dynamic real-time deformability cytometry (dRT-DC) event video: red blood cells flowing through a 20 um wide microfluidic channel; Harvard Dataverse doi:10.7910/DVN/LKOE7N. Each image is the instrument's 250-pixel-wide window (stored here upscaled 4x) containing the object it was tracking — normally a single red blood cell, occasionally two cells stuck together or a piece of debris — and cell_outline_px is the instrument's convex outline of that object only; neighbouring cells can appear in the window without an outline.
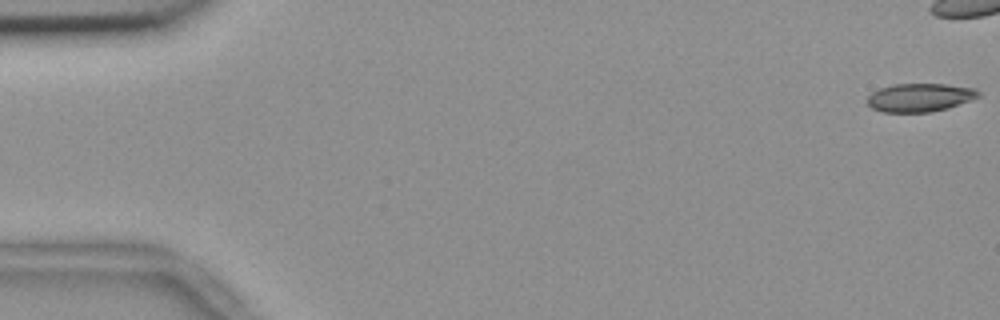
{"species": "common noctule bat (a hibernating species)", "species_latin": "Nyctalus noctula", "temperature_condition": "room temperature", "stored_images_in_passage": 44, "camera_frame_rate_fps": 3000, "um_per_image_px": 0.085, "animal": {"sex": "female", "body_mass_g": 18.4}, "frame": {"image": 1, "passage_image": 1, "time_ms": 0.0, "image_size_px": [1000, 320], "cell_outline_px": [[980, 96], [948, 108], [932, 112], [884, 112], [872, 108], [868, 104], [868, 96], [872, 92], [880, 88], [892, 84], [944, 84], [976, 88], [980, 92]], "centroid_in_image_um": [78.19, 8.28], "position_along_channel_um": 6.8, "area_um2": 18.32}}
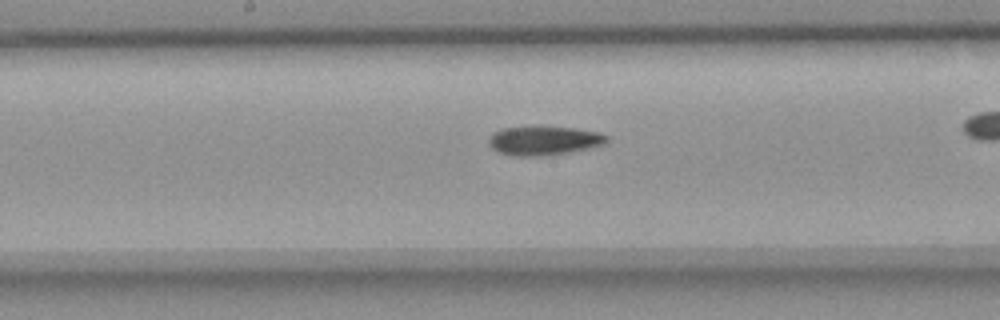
{"frame": {"image": 2, "passage_image": 29, "time_ms": 9.333, "image_size_px": [1000, 320], "cell_outline_px": [[608, 140], [604, 144], [572, 152], [548, 156], [512, 156], [496, 152], [488, 144], [488, 136], [492, 132], [500, 128], [532, 124], [536, 124], [576, 128], [600, 132], [608, 136]], "centroid_in_image_um": [46.17, 11.91], "position_along_channel_um": 202.0, "area_um2": 21.15}}
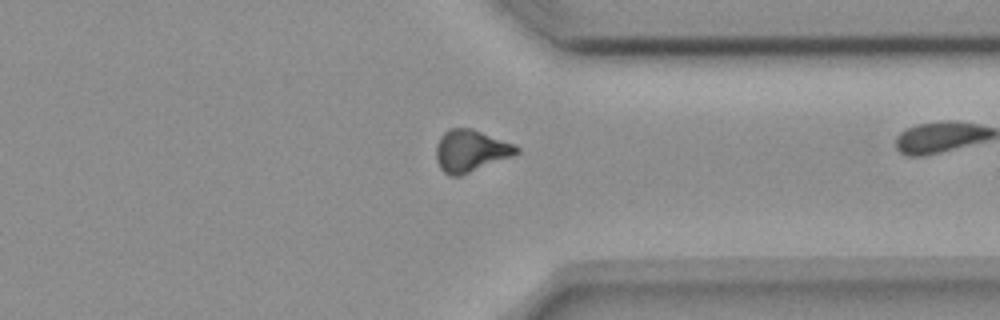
{"frame": {"image": 3, "passage_image": 43, "time_ms": 14.0, "image_size_px": [1000, 320], "cell_outline_px": [[520, 152], [512, 156], [460, 176], [448, 176], [440, 168], [436, 160], [436, 144], [440, 136], [448, 128], [472, 128], [516, 144], [520, 148]], "centroid_in_image_um": [40.0, 12.81], "position_along_channel_um": 371.4, "area_um2": 19.88}}